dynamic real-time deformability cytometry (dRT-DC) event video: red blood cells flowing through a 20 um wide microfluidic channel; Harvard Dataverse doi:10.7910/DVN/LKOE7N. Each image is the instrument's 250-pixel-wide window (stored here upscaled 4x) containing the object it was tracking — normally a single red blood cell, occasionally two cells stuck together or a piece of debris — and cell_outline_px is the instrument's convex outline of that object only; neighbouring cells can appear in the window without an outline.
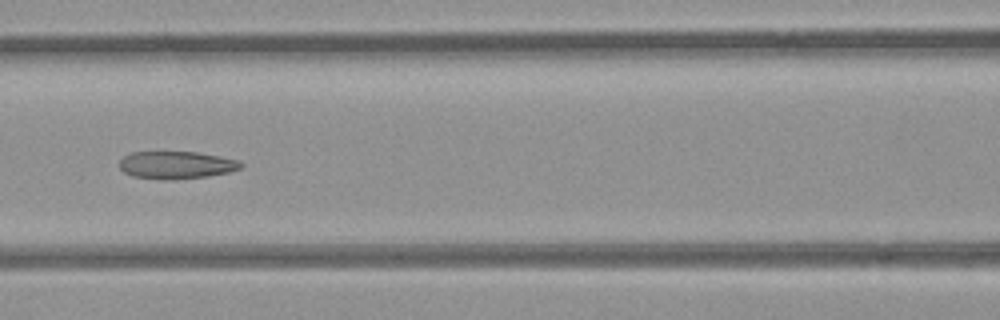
{"species": "common noctule bat (a hibernating species)", "species_latin": "Nyctalus noctula", "temperature_condition": "room temperature", "stored_images_in_passage": 5, "camera_frame_rate_fps": 3000, "um_per_image_px": 0.085, "animal": {"sex": "female", "body_mass_g": 21.9}, "frame": {"image": 1, "passage_image": 5, "time_ms": 4.333, "image_size_px": [1000, 320], "cell_outline_px": [[244, 164], [240, 168], [228, 172], [208, 176], [176, 180], [160, 180], [132, 176], [124, 172], [120, 168], [120, 160], [124, 156], [132, 152], [196, 152], [220, 156], [240, 160]], "centroid_in_image_um": [14.99, 14.03], "position_along_channel_um": 151.6, "area_um2": 19.65}}